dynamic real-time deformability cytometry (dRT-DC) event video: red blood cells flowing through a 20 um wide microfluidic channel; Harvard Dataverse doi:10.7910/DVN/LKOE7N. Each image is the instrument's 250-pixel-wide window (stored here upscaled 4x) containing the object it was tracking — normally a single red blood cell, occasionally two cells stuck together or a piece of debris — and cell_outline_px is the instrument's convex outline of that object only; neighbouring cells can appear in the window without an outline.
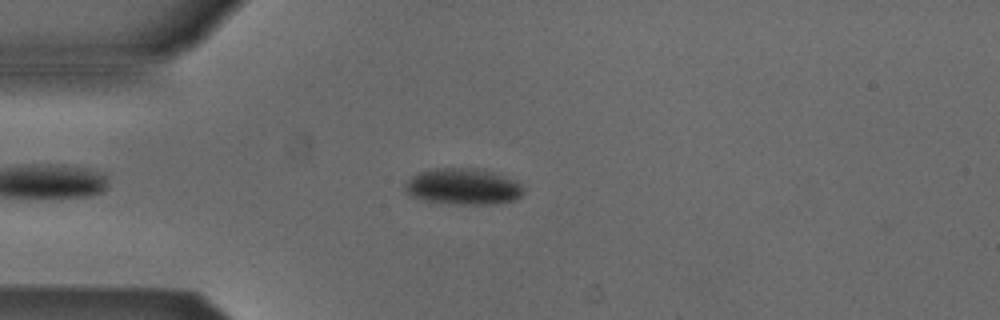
{"species": "Egyptian fruit bat (a non-hibernating species)", "species_latin": "Rousettus aegyptiacus", "temperature_condition": "cold", "stored_images_in_passage": 41, "camera_frame_rate_fps": 3000, "um_per_image_px": 0.085, "animal": {"sex": "male"}, "frame": {"image": 1, "passage_image": 8, "time_ms": 2.333, "image_size_px": [1000, 320], "cell_outline_px": [[524, 192], [516, 200], [496, 204], [452, 204], [424, 200], [408, 196], [404, 192], [404, 184], [412, 176], [420, 172], [436, 168], [484, 168], [512, 180], [520, 184], [524, 188]], "centroid_in_image_um": [39.34, 15.86], "position_along_channel_um": 45.7, "area_um2": 25.26}}
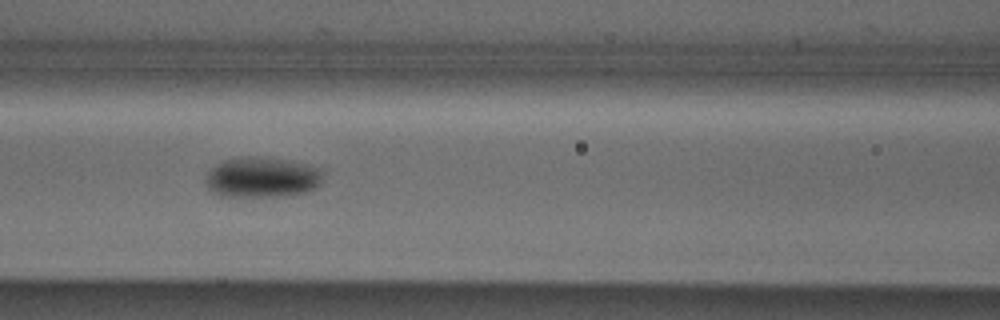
{"frame": {"image": 2, "passage_image": 17, "time_ms": 5.333, "image_size_px": [1000, 320], "cell_outline_px": [[320, 184], [316, 188], [304, 192], [276, 196], [220, 196], [212, 192], [208, 188], [204, 180], [208, 172], [216, 164], [224, 160], [240, 156], [256, 156], [288, 160], [320, 168]], "centroid_in_image_um": [22.21, 15.06], "position_along_channel_um": 144.4, "area_um2": 27.51}}
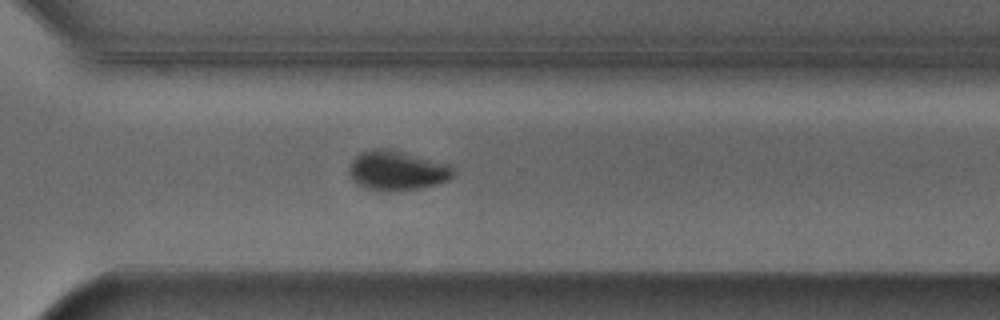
{"frame": {"image": 3, "passage_image": 32, "time_ms": 10.333, "image_size_px": [1000, 320], "cell_outline_px": [[452, 176], [448, 180], [436, 184], [420, 188], [392, 192], [384, 192], [364, 188], [356, 184], [352, 180], [348, 172], [348, 168], [352, 160], [360, 152], [372, 148], [388, 148], [448, 164], [452, 168]], "centroid_in_image_um": [33.67, 14.51], "position_along_channel_um": 336.9, "area_um2": 24.22}, "authors_computed_cell_mechanics": {"area_um2": 25.2008, "velocity_mm_per_s": 3.8583, "shape_relaxation_time_tau1_ms": 3.759, "shape_relaxation_time_tau2_ms": null, "deformation_change_tau1": 0.067, "deformation_change_tau2": null}}